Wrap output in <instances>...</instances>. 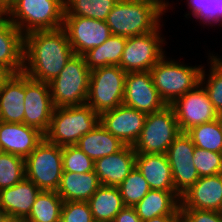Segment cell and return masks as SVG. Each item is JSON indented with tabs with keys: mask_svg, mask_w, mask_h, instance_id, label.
<instances>
[{
	"mask_svg": "<svg viewBox=\"0 0 222 222\" xmlns=\"http://www.w3.org/2000/svg\"><path fill=\"white\" fill-rule=\"evenodd\" d=\"M73 55L63 28L24 35L23 72L34 80L50 83Z\"/></svg>",
	"mask_w": 222,
	"mask_h": 222,
	"instance_id": "cell-1",
	"label": "cell"
},
{
	"mask_svg": "<svg viewBox=\"0 0 222 222\" xmlns=\"http://www.w3.org/2000/svg\"><path fill=\"white\" fill-rule=\"evenodd\" d=\"M165 13L166 10L153 0H119L105 22L112 35L128 38L156 30Z\"/></svg>",
	"mask_w": 222,
	"mask_h": 222,
	"instance_id": "cell-2",
	"label": "cell"
},
{
	"mask_svg": "<svg viewBox=\"0 0 222 222\" xmlns=\"http://www.w3.org/2000/svg\"><path fill=\"white\" fill-rule=\"evenodd\" d=\"M99 124V114L89 105L55 107L44 138L58 146L76 145Z\"/></svg>",
	"mask_w": 222,
	"mask_h": 222,
	"instance_id": "cell-3",
	"label": "cell"
},
{
	"mask_svg": "<svg viewBox=\"0 0 222 222\" xmlns=\"http://www.w3.org/2000/svg\"><path fill=\"white\" fill-rule=\"evenodd\" d=\"M165 54L150 70L154 86L167 105H171L200 83L202 65L189 66Z\"/></svg>",
	"mask_w": 222,
	"mask_h": 222,
	"instance_id": "cell-4",
	"label": "cell"
},
{
	"mask_svg": "<svg viewBox=\"0 0 222 222\" xmlns=\"http://www.w3.org/2000/svg\"><path fill=\"white\" fill-rule=\"evenodd\" d=\"M64 0H17L6 14L23 35L63 27Z\"/></svg>",
	"mask_w": 222,
	"mask_h": 222,
	"instance_id": "cell-5",
	"label": "cell"
},
{
	"mask_svg": "<svg viewBox=\"0 0 222 222\" xmlns=\"http://www.w3.org/2000/svg\"><path fill=\"white\" fill-rule=\"evenodd\" d=\"M90 71L84 56L74 54L60 74L48 83L54 107L86 104Z\"/></svg>",
	"mask_w": 222,
	"mask_h": 222,
	"instance_id": "cell-6",
	"label": "cell"
},
{
	"mask_svg": "<svg viewBox=\"0 0 222 222\" xmlns=\"http://www.w3.org/2000/svg\"><path fill=\"white\" fill-rule=\"evenodd\" d=\"M181 133L175 111L171 105L147 114L140 137L133 148L136 154H166Z\"/></svg>",
	"mask_w": 222,
	"mask_h": 222,
	"instance_id": "cell-7",
	"label": "cell"
},
{
	"mask_svg": "<svg viewBox=\"0 0 222 222\" xmlns=\"http://www.w3.org/2000/svg\"><path fill=\"white\" fill-rule=\"evenodd\" d=\"M126 72L117 65L90 71L86 104L99 115L123 103Z\"/></svg>",
	"mask_w": 222,
	"mask_h": 222,
	"instance_id": "cell-8",
	"label": "cell"
},
{
	"mask_svg": "<svg viewBox=\"0 0 222 222\" xmlns=\"http://www.w3.org/2000/svg\"><path fill=\"white\" fill-rule=\"evenodd\" d=\"M25 169L26 178L41 191H57L63 173L62 147L44 138L25 159Z\"/></svg>",
	"mask_w": 222,
	"mask_h": 222,
	"instance_id": "cell-9",
	"label": "cell"
},
{
	"mask_svg": "<svg viewBox=\"0 0 222 222\" xmlns=\"http://www.w3.org/2000/svg\"><path fill=\"white\" fill-rule=\"evenodd\" d=\"M161 24L156 30L126 38L120 67L126 72H145L166 54L163 49L166 38L162 36Z\"/></svg>",
	"mask_w": 222,
	"mask_h": 222,
	"instance_id": "cell-10",
	"label": "cell"
},
{
	"mask_svg": "<svg viewBox=\"0 0 222 222\" xmlns=\"http://www.w3.org/2000/svg\"><path fill=\"white\" fill-rule=\"evenodd\" d=\"M171 106L175 111L181 132H187L194 126L214 121L218 115L207 91L200 83L178 98Z\"/></svg>",
	"mask_w": 222,
	"mask_h": 222,
	"instance_id": "cell-11",
	"label": "cell"
},
{
	"mask_svg": "<svg viewBox=\"0 0 222 222\" xmlns=\"http://www.w3.org/2000/svg\"><path fill=\"white\" fill-rule=\"evenodd\" d=\"M75 55L83 56L96 46H100L111 35L105 21L82 16H64L63 27Z\"/></svg>",
	"mask_w": 222,
	"mask_h": 222,
	"instance_id": "cell-12",
	"label": "cell"
},
{
	"mask_svg": "<svg viewBox=\"0 0 222 222\" xmlns=\"http://www.w3.org/2000/svg\"><path fill=\"white\" fill-rule=\"evenodd\" d=\"M194 148L190 136L181 132L166 153L175 190L180 196L200 178L193 163Z\"/></svg>",
	"mask_w": 222,
	"mask_h": 222,
	"instance_id": "cell-13",
	"label": "cell"
},
{
	"mask_svg": "<svg viewBox=\"0 0 222 222\" xmlns=\"http://www.w3.org/2000/svg\"><path fill=\"white\" fill-rule=\"evenodd\" d=\"M122 104L146 115L159 111L167 105L154 86L150 71L126 74Z\"/></svg>",
	"mask_w": 222,
	"mask_h": 222,
	"instance_id": "cell-14",
	"label": "cell"
},
{
	"mask_svg": "<svg viewBox=\"0 0 222 222\" xmlns=\"http://www.w3.org/2000/svg\"><path fill=\"white\" fill-rule=\"evenodd\" d=\"M24 124L45 134L49 128L54 105L48 83L37 81L25 74Z\"/></svg>",
	"mask_w": 222,
	"mask_h": 222,
	"instance_id": "cell-15",
	"label": "cell"
},
{
	"mask_svg": "<svg viewBox=\"0 0 222 222\" xmlns=\"http://www.w3.org/2000/svg\"><path fill=\"white\" fill-rule=\"evenodd\" d=\"M146 114L124 104L102 112L99 123L124 145L134 146L140 137Z\"/></svg>",
	"mask_w": 222,
	"mask_h": 222,
	"instance_id": "cell-16",
	"label": "cell"
},
{
	"mask_svg": "<svg viewBox=\"0 0 222 222\" xmlns=\"http://www.w3.org/2000/svg\"><path fill=\"white\" fill-rule=\"evenodd\" d=\"M180 209L222 212V173L200 177L181 195Z\"/></svg>",
	"mask_w": 222,
	"mask_h": 222,
	"instance_id": "cell-17",
	"label": "cell"
},
{
	"mask_svg": "<svg viewBox=\"0 0 222 222\" xmlns=\"http://www.w3.org/2000/svg\"><path fill=\"white\" fill-rule=\"evenodd\" d=\"M44 139L38 129L24 123L0 121V151L26 159Z\"/></svg>",
	"mask_w": 222,
	"mask_h": 222,
	"instance_id": "cell-18",
	"label": "cell"
},
{
	"mask_svg": "<svg viewBox=\"0 0 222 222\" xmlns=\"http://www.w3.org/2000/svg\"><path fill=\"white\" fill-rule=\"evenodd\" d=\"M136 167L133 146L125 145L115 154L94 161V172L101 185L118 187Z\"/></svg>",
	"mask_w": 222,
	"mask_h": 222,
	"instance_id": "cell-19",
	"label": "cell"
},
{
	"mask_svg": "<svg viewBox=\"0 0 222 222\" xmlns=\"http://www.w3.org/2000/svg\"><path fill=\"white\" fill-rule=\"evenodd\" d=\"M40 192L38 186L25 177L17 184L0 190V206L8 216L22 222L30 214Z\"/></svg>",
	"mask_w": 222,
	"mask_h": 222,
	"instance_id": "cell-20",
	"label": "cell"
},
{
	"mask_svg": "<svg viewBox=\"0 0 222 222\" xmlns=\"http://www.w3.org/2000/svg\"><path fill=\"white\" fill-rule=\"evenodd\" d=\"M0 64L14 74L23 72L24 35L6 14H0Z\"/></svg>",
	"mask_w": 222,
	"mask_h": 222,
	"instance_id": "cell-21",
	"label": "cell"
},
{
	"mask_svg": "<svg viewBox=\"0 0 222 222\" xmlns=\"http://www.w3.org/2000/svg\"><path fill=\"white\" fill-rule=\"evenodd\" d=\"M25 73L13 76L0 89V121L24 123Z\"/></svg>",
	"mask_w": 222,
	"mask_h": 222,
	"instance_id": "cell-22",
	"label": "cell"
},
{
	"mask_svg": "<svg viewBox=\"0 0 222 222\" xmlns=\"http://www.w3.org/2000/svg\"><path fill=\"white\" fill-rule=\"evenodd\" d=\"M136 168L148 182L150 189L176 191L166 154H136Z\"/></svg>",
	"mask_w": 222,
	"mask_h": 222,
	"instance_id": "cell-23",
	"label": "cell"
},
{
	"mask_svg": "<svg viewBox=\"0 0 222 222\" xmlns=\"http://www.w3.org/2000/svg\"><path fill=\"white\" fill-rule=\"evenodd\" d=\"M180 197L176 191L151 189L133 207L142 221L161 215H180Z\"/></svg>",
	"mask_w": 222,
	"mask_h": 222,
	"instance_id": "cell-24",
	"label": "cell"
},
{
	"mask_svg": "<svg viewBox=\"0 0 222 222\" xmlns=\"http://www.w3.org/2000/svg\"><path fill=\"white\" fill-rule=\"evenodd\" d=\"M101 186L94 171L86 173L63 172L58 195L66 201H88Z\"/></svg>",
	"mask_w": 222,
	"mask_h": 222,
	"instance_id": "cell-25",
	"label": "cell"
},
{
	"mask_svg": "<svg viewBox=\"0 0 222 222\" xmlns=\"http://www.w3.org/2000/svg\"><path fill=\"white\" fill-rule=\"evenodd\" d=\"M76 146L95 161L115 154L125 145L99 123L90 132L83 135Z\"/></svg>",
	"mask_w": 222,
	"mask_h": 222,
	"instance_id": "cell-26",
	"label": "cell"
},
{
	"mask_svg": "<svg viewBox=\"0 0 222 222\" xmlns=\"http://www.w3.org/2000/svg\"><path fill=\"white\" fill-rule=\"evenodd\" d=\"M95 222H113L124 204L118 187L101 185L87 201Z\"/></svg>",
	"mask_w": 222,
	"mask_h": 222,
	"instance_id": "cell-27",
	"label": "cell"
},
{
	"mask_svg": "<svg viewBox=\"0 0 222 222\" xmlns=\"http://www.w3.org/2000/svg\"><path fill=\"white\" fill-rule=\"evenodd\" d=\"M126 37L111 35L100 46L86 52L83 56L90 70L110 65H120Z\"/></svg>",
	"mask_w": 222,
	"mask_h": 222,
	"instance_id": "cell-28",
	"label": "cell"
},
{
	"mask_svg": "<svg viewBox=\"0 0 222 222\" xmlns=\"http://www.w3.org/2000/svg\"><path fill=\"white\" fill-rule=\"evenodd\" d=\"M63 202L57 191H41L22 222H60Z\"/></svg>",
	"mask_w": 222,
	"mask_h": 222,
	"instance_id": "cell-29",
	"label": "cell"
},
{
	"mask_svg": "<svg viewBox=\"0 0 222 222\" xmlns=\"http://www.w3.org/2000/svg\"><path fill=\"white\" fill-rule=\"evenodd\" d=\"M209 72L202 67L200 84L205 88L214 109L222 112V61L212 52L208 55ZM208 73V74H207Z\"/></svg>",
	"mask_w": 222,
	"mask_h": 222,
	"instance_id": "cell-30",
	"label": "cell"
},
{
	"mask_svg": "<svg viewBox=\"0 0 222 222\" xmlns=\"http://www.w3.org/2000/svg\"><path fill=\"white\" fill-rule=\"evenodd\" d=\"M119 0H64V16H82L105 21Z\"/></svg>",
	"mask_w": 222,
	"mask_h": 222,
	"instance_id": "cell-31",
	"label": "cell"
},
{
	"mask_svg": "<svg viewBox=\"0 0 222 222\" xmlns=\"http://www.w3.org/2000/svg\"><path fill=\"white\" fill-rule=\"evenodd\" d=\"M186 133L195 147L222 153V132L217 120L194 126Z\"/></svg>",
	"mask_w": 222,
	"mask_h": 222,
	"instance_id": "cell-32",
	"label": "cell"
},
{
	"mask_svg": "<svg viewBox=\"0 0 222 222\" xmlns=\"http://www.w3.org/2000/svg\"><path fill=\"white\" fill-rule=\"evenodd\" d=\"M186 4L190 10L184 15L186 18H191L192 15L205 26H222V0H187Z\"/></svg>",
	"mask_w": 222,
	"mask_h": 222,
	"instance_id": "cell-33",
	"label": "cell"
},
{
	"mask_svg": "<svg viewBox=\"0 0 222 222\" xmlns=\"http://www.w3.org/2000/svg\"><path fill=\"white\" fill-rule=\"evenodd\" d=\"M124 206H135L151 190L148 182L135 167L118 186Z\"/></svg>",
	"mask_w": 222,
	"mask_h": 222,
	"instance_id": "cell-34",
	"label": "cell"
},
{
	"mask_svg": "<svg viewBox=\"0 0 222 222\" xmlns=\"http://www.w3.org/2000/svg\"><path fill=\"white\" fill-rule=\"evenodd\" d=\"M25 159L0 151V190L9 188L26 177Z\"/></svg>",
	"mask_w": 222,
	"mask_h": 222,
	"instance_id": "cell-35",
	"label": "cell"
},
{
	"mask_svg": "<svg viewBox=\"0 0 222 222\" xmlns=\"http://www.w3.org/2000/svg\"><path fill=\"white\" fill-rule=\"evenodd\" d=\"M63 172L86 173L94 171V161L76 145L62 147Z\"/></svg>",
	"mask_w": 222,
	"mask_h": 222,
	"instance_id": "cell-36",
	"label": "cell"
},
{
	"mask_svg": "<svg viewBox=\"0 0 222 222\" xmlns=\"http://www.w3.org/2000/svg\"><path fill=\"white\" fill-rule=\"evenodd\" d=\"M193 163L199 177L222 173V153L194 148Z\"/></svg>",
	"mask_w": 222,
	"mask_h": 222,
	"instance_id": "cell-37",
	"label": "cell"
},
{
	"mask_svg": "<svg viewBox=\"0 0 222 222\" xmlns=\"http://www.w3.org/2000/svg\"><path fill=\"white\" fill-rule=\"evenodd\" d=\"M60 222H95L87 201H66L61 208Z\"/></svg>",
	"mask_w": 222,
	"mask_h": 222,
	"instance_id": "cell-38",
	"label": "cell"
},
{
	"mask_svg": "<svg viewBox=\"0 0 222 222\" xmlns=\"http://www.w3.org/2000/svg\"><path fill=\"white\" fill-rule=\"evenodd\" d=\"M180 222H222V212L203 209H180Z\"/></svg>",
	"mask_w": 222,
	"mask_h": 222,
	"instance_id": "cell-39",
	"label": "cell"
},
{
	"mask_svg": "<svg viewBox=\"0 0 222 222\" xmlns=\"http://www.w3.org/2000/svg\"><path fill=\"white\" fill-rule=\"evenodd\" d=\"M113 222H143L137 215L134 207L124 206L116 215Z\"/></svg>",
	"mask_w": 222,
	"mask_h": 222,
	"instance_id": "cell-40",
	"label": "cell"
},
{
	"mask_svg": "<svg viewBox=\"0 0 222 222\" xmlns=\"http://www.w3.org/2000/svg\"><path fill=\"white\" fill-rule=\"evenodd\" d=\"M143 222H180V215H161Z\"/></svg>",
	"mask_w": 222,
	"mask_h": 222,
	"instance_id": "cell-41",
	"label": "cell"
},
{
	"mask_svg": "<svg viewBox=\"0 0 222 222\" xmlns=\"http://www.w3.org/2000/svg\"><path fill=\"white\" fill-rule=\"evenodd\" d=\"M13 72L6 66L0 64V89L13 76Z\"/></svg>",
	"mask_w": 222,
	"mask_h": 222,
	"instance_id": "cell-42",
	"label": "cell"
},
{
	"mask_svg": "<svg viewBox=\"0 0 222 222\" xmlns=\"http://www.w3.org/2000/svg\"><path fill=\"white\" fill-rule=\"evenodd\" d=\"M17 0H0V14H7Z\"/></svg>",
	"mask_w": 222,
	"mask_h": 222,
	"instance_id": "cell-43",
	"label": "cell"
},
{
	"mask_svg": "<svg viewBox=\"0 0 222 222\" xmlns=\"http://www.w3.org/2000/svg\"><path fill=\"white\" fill-rule=\"evenodd\" d=\"M0 222H19L18 220L8 216L3 208L0 206Z\"/></svg>",
	"mask_w": 222,
	"mask_h": 222,
	"instance_id": "cell-44",
	"label": "cell"
},
{
	"mask_svg": "<svg viewBox=\"0 0 222 222\" xmlns=\"http://www.w3.org/2000/svg\"><path fill=\"white\" fill-rule=\"evenodd\" d=\"M155 2H157L162 8H164L166 10V12H168L169 8L171 9V4L173 3H170L169 4V0H153Z\"/></svg>",
	"mask_w": 222,
	"mask_h": 222,
	"instance_id": "cell-45",
	"label": "cell"
},
{
	"mask_svg": "<svg viewBox=\"0 0 222 222\" xmlns=\"http://www.w3.org/2000/svg\"><path fill=\"white\" fill-rule=\"evenodd\" d=\"M216 120L219 123L222 132V112L218 113Z\"/></svg>",
	"mask_w": 222,
	"mask_h": 222,
	"instance_id": "cell-46",
	"label": "cell"
},
{
	"mask_svg": "<svg viewBox=\"0 0 222 222\" xmlns=\"http://www.w3.org/2000/svg\"><path fill=\"white\" fill-rule=\"evenodd\" d=\"M221 61H222V58H221V56H219L218 54L216 55Z\"/></svg>",
	"mask_w": 222,
	"mask_h": 222,
	"instance_id": "cell-47",
	"label": "cell"
}]
</instances>
